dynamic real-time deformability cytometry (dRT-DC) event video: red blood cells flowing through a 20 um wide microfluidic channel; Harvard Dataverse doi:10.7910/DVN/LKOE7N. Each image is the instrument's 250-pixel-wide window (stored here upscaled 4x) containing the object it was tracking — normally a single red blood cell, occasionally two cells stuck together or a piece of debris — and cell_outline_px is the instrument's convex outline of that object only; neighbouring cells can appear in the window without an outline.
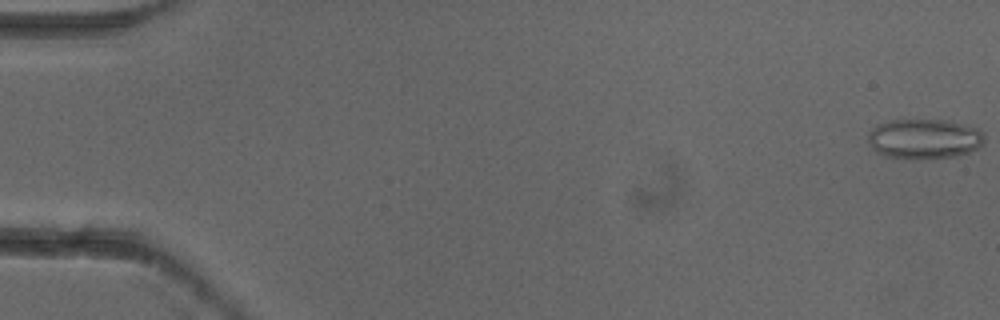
{"species": "common noctule bat (a hibernating species)", "species_latin": "Nyctalus noctula", "temperature_condition": "cold", "stored_images_in_passage": 4, "camera_frame_rate_fps": 3000, "um_per_image_px": 0.085, "animal": {"sex": "female"}, "frame": {"image": 1, "passage_image": 1, "time_ms": 0.0, "image_size_px": [1000, 320], "cell_outline_px": [[984, 144], [968, 152], [956, 156], [928, 160], [912, 160], [884, 156], [876, 152], [872, 148], [868, 140], [868, 132], [876, 124], [892, 120], [952, 120], [976, 128], [984, 136]], "centroid_in_image_um": [78.53, 11.82], "position_along_channel_um": 6.5, "area_um2": 27.63}}